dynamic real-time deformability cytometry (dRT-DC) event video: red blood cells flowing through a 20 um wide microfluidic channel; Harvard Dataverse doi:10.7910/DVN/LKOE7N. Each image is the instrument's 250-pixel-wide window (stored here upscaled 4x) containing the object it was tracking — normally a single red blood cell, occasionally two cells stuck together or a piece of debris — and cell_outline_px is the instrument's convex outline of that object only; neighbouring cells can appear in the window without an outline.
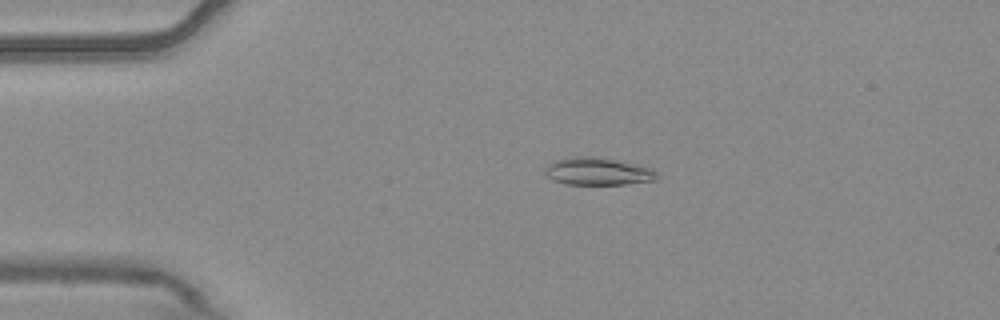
{"species": "common noctule bat (a hibernating species)", "species_latin": "Nyctalus noctula", "temperature_condition": "warm", "stored_images_in_passage": 5, "camera_frame_rate_fps": 3000, "um_per_image_px": 0.085, "animal": {"sex": "male", "body_mass_g": 20.4}, "frame": {"image": 1, "passage_image": 3, "time_ms": 0.667, "image_size_px": [1000, 320], "cell_outline_px": [[656, 180], [624, 184], [568, 184], [552, 180], [544, 172], [548, 164], [556, 160], [572, 156], [592, 156], [636, 164], [652, 168], [656, 172]], "centroid_in_image_um": [50.8, 14.56], "position_along_channel_um": 34.2, "area_um2": 17.74}}
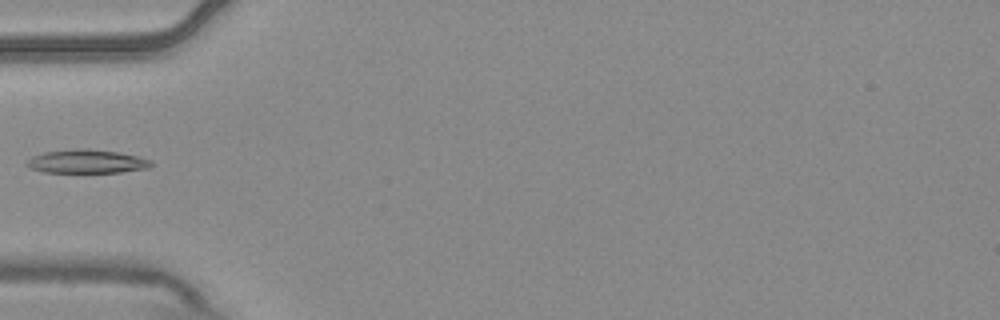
{"frame": {"image": 2, "passage_image": 5, "time_ms": 1.333, "image_size_px": [1000, 320], "cell_outline_px": [[152, 164], [148, 168], [120, 172], [44, 172], [32, 168], [24, 164], [32, 156], [44, 152], [116, 152], [136, 156], [152, 160]], "centroid_in_image_um": [7.4, 13.79], "position_along_channel_um": 77.6, "area_um2": 15.78}}